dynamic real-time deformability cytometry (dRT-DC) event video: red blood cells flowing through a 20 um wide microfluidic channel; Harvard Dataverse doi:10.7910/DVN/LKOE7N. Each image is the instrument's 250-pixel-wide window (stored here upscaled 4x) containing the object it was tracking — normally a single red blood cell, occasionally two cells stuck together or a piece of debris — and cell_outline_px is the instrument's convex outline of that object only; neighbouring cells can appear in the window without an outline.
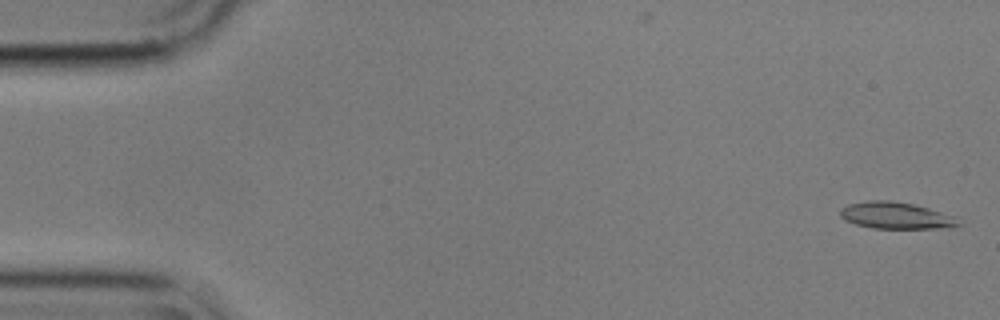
{"species": "common noctule bat (a hibernating species)", "species_latin": "Nyctalus noctula", "temperature_condition": "cold", "stored_images_in_passage": 56, "camera_frame_rate_fps": 3000, "um_per_image_px": 0.085, "animal": {"sex": "male", "body_mass_g": 17.9}, "frame": {"image": 1, "passage_image": 2, "time_ms": 0.333, "image_size_px": [1000, 320], "cell_outline_px": [[960, 224], [948, 228], [872, 228], [856, 224], [844, 220], [840, 216], [840, 208], [848, 204], [868, 200], [888, 200], [912, 204], [928, 208], [956, 216]], "centroid_in_image_um": [76.13, 18.32], "position_along_channel_um": 8.9, "area_um2": 18.38}}
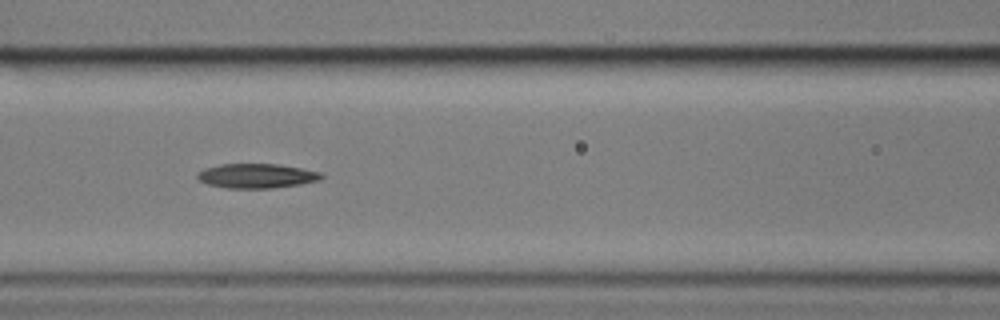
{"frame": {"image": 2, "passage_image": 24, "time_ms": 7.667, "image_size_px": [1000, 320], "cell_outline_px": [[324, 176], [320, 180], [300, 184], [268, 188], [228, 188], [208, 184], [200, 180], [196, 176], [196, 172], [204, 168], [220, 164], [276, 164], [300, 168], [320, 172]], "centroid_in_image_um": [21.78, 14.94], "position_along_channel_um": 144.8, "area_um2": 17.57}}
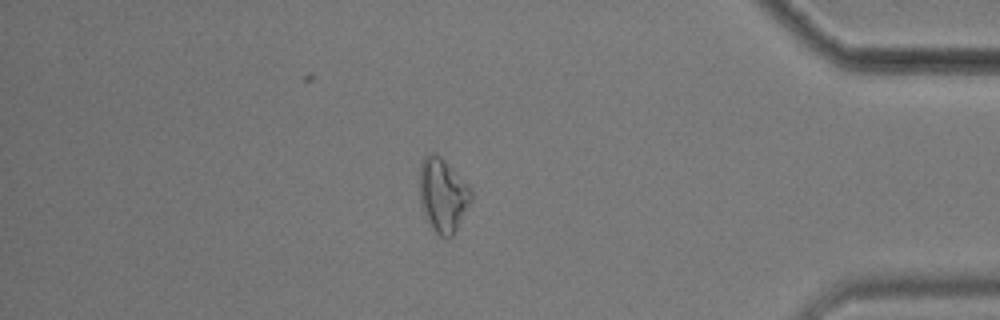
{"frame": {"image": 3, "passage_image": 48, "time_ms": 15.667, "image_size_px": [1000, 320], "cell_outline_px": [[472, 200], [452, 236], [440, 236], [432, 228], [420, 204], [420, 160], [424, 156], [432, 152], [436, 152], [472, 188]], "centroid_in_image_um": [37.64, 16.53], "position_along_channel_um": 397.6, "area_um2": 22.02}}